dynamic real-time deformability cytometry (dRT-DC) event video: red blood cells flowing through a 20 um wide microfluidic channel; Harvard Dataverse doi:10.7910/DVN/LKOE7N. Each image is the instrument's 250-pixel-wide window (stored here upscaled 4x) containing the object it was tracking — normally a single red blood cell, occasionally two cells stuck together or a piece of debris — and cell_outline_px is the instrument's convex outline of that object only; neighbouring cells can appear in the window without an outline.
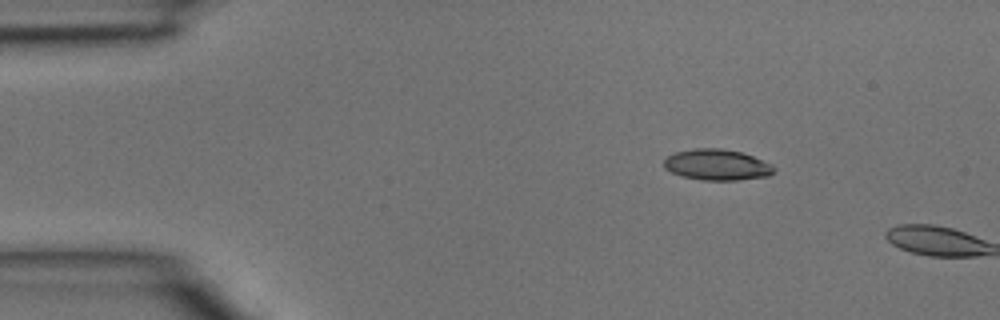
{"species": "common noctule bat (a hibernating species)", "species_latin": "Nyctalus noctula", "temperature_condition": "room temperature", "stored_images_in_passage": 2, "camera_frame_rate_fps": 3000, "um_per_image_px": 0.085, "animal": {"sex": "male", "body_mass_g": 15.6}, "frame": {"image": 1, "passage_image": 1, "time_ms": 0.0, "image_size_px": [1000, 320], "cell_outline_px": [[776, 168], [768, 176], [736, 180], [704, 180], [680, 176], [664, 168], [664, 160], [668, 156], [676, 152], [696, 148], [720, 148], [740, 152], [752, 156], [772, 164]], "centroid_in_image_um": [60.93, 14.01], "position_along_channel_um": 24.1, "area_um2": 19.71}}